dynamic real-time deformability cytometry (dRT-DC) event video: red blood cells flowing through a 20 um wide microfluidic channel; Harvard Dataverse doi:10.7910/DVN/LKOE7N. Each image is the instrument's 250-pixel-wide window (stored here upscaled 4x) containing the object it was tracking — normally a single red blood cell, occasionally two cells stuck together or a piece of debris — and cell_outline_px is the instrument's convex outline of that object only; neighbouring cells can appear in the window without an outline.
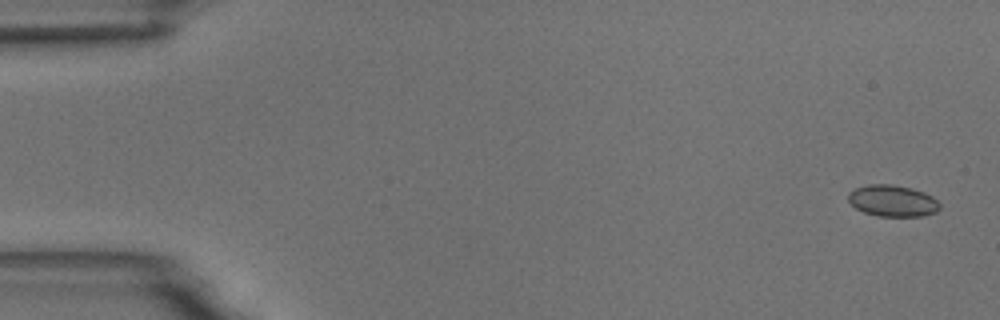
{"species": "common noctule bat (a hibernating species)", "species_latin": "Nyctalus noctula", "temperature_condition": "room temperature", "stored_images_in_passage": 57, "camera_frame_rate_fps": 3000, "um_per_image_px": 0.085, "animal": {"sex": "male", "body_mass_g": 18.8}, "frame": {"image": 1, "passage_image": 3, "time_ms": 0.667, "image_size_px": [1000, 320], "cell_outline_px": [[940, 208], [936, 212], [924, 216], [876, 216], [864, 212], [856, 208], [848, 200], [848, 192], [856, 188], [868, 184], [892, 184], [912, 188], [924, 192], [932, 196], [940, 204]], "centroid_in_image_um": [75.88, 17.07], "position_along_channel_um": 9.1, "area_um2": 16.88}}
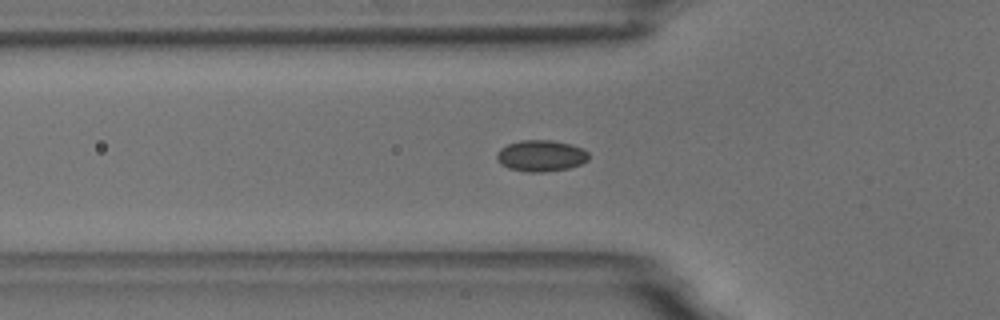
{"frame": {"image": 2, "passage_image": 20, "time_ms": 6.333, "image_size_px": [1000, 320], "cell_outline_px": [[588, 160], [580, 164], [568, 168], [544, 172], [528, 172], [508, 168], [500, 164], [496, 156], [500, 148], [508, 144], [520, 140], [552, 140], [572, 144], [588, 152]], "centroid_in_image_um": [45.97, 13.24], "position_along_channel_um": 79.8, "area_um2": 16.76}}
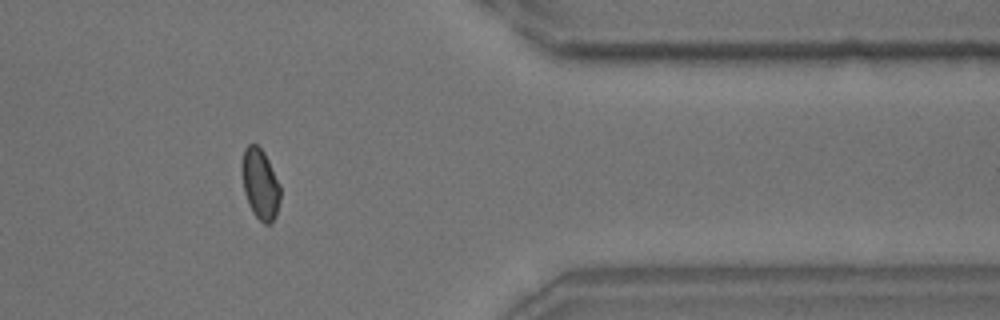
{"frame": {"image": 3, "passage_image": 47, "time_ms": 15.333, "image_size_px": [1000, 320], "cell_outline_px": [[280, 200], [276, 216], [268, 224], [264, 224], [252, 212], [248, 204], [244, 192], [244, 148], [248, 144], [256, 144], [264, 152], [280, 184]], "centroid_in_image_um": [22.15, 15.68], "position_along_channel_um": 389.2, "area_um2": 15.32}, "authors_computed_cell_mechanics": {"area_um2": 16.1262, "velocity_mm_per_s": 3.6422, "shape_relaxation_time_tau1_ms": 10.6177, "shape_relaxation_time_tau2_ms": 2.0522, "deformation_change_tau1": 0.0846, "deformation_change_tau2": 0.0459}}